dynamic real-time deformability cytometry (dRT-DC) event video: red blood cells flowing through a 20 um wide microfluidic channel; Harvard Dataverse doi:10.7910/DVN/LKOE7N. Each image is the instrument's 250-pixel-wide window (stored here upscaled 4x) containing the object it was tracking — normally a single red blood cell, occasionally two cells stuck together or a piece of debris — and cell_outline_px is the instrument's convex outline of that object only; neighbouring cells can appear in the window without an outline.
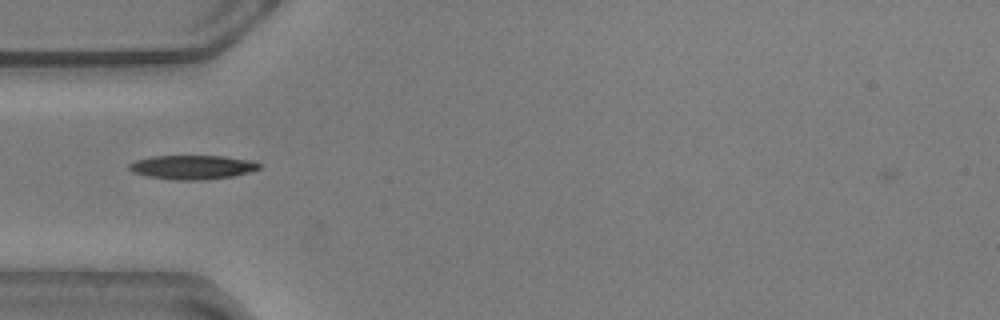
{"species": "common noctule bat (a hibernating species)", "species_latin": "Nyctalus noctula", "temperature_condition": "warm", "stored_images_in_passage": 40, "camera_frame_rate_fps": 3000, "um_per_image_px": 0.085, "animal": {"sex": "male", "body_mass_g": 20.5, "forearm_length_mm": 52.5}, "frame": {"image": 1, "passage_image": 1, "time_ms": 0.0, "image_size_px": [1000, 320], "cell_outline_px": [[260, 168], [252, 172], [232, 176], [208, 180], [172, 180], [148, 176], [132, 172], [128, 168], [128, 164], [136, 160], [148, 156], [224, 156], [252, 160], [260, 164]], "centroid_in_image_um": [16.35, 14.21], "position_along_channel_um": 68.6, "area_um2": 18.5}}
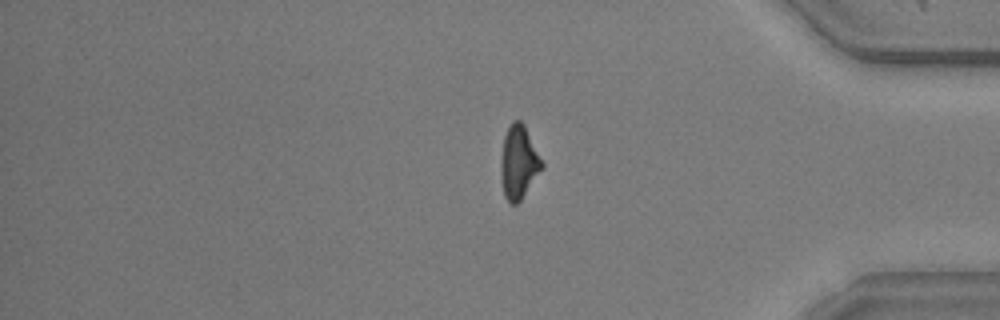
{"frame": {"image": 2, "passage_image": 30, "time_ms": 9.667, "image_size_px": [1000, 320], "cell_outline_px": [[544, 164], [520, 200], [516, 204], [512, 204], [504, 196], [500, 176], [500, 164], [504, 136], [512, 120], [520, 120], [524, 124]], "centroid_in_image_um": [44.06, 13.77], "position_along_channel_um": 391.1, "area_um2": 17.22}}
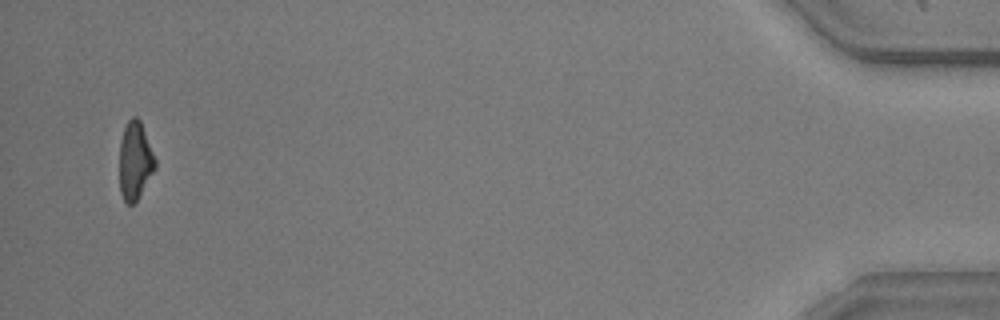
{"frame": {"image": 3, "passage_image": 38, "time_ms": 12.333, "image_size_px": [1000, 320], "cell_outline_px": [[156, 168], [136, 200], [132, 204], [128, 204], [124, 200], [120, 192], [120, 140], [124, 128], [128, 120], [132, 116], [136, 116], [140, 120], [156, 160]], "centroid_in_image_um": [11.47, 13.64], "position_along_channel_um": 423.7, "area_um2": 16.01}, "authors_computed_cell_mechanics": {"area_um2": 17.6001, "velocity_mm_per_s": 3.589, "shape_relaxation_time_tau1_ms": 5.0578, "shape_relaxation_time_tau2_ms": 2.294, "deformation_change_tau1": 0.1772, "deformation_change_tau2": 0.0875}}